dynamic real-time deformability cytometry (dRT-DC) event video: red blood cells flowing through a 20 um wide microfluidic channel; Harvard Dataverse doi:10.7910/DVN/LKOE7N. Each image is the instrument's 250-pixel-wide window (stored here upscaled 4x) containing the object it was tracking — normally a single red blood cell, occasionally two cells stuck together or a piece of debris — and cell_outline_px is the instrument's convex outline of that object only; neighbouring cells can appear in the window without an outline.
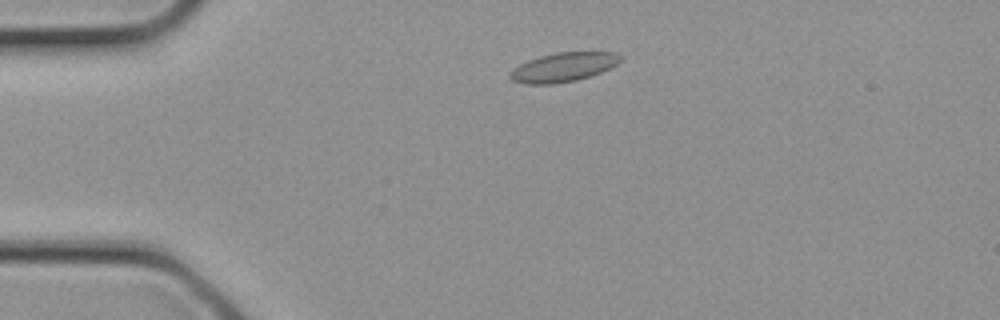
{"species": "common noctule bat (a hibernating species)", "species_latin": "Nyctalus noctula", "temperature_condition": "cold", "stored_images_in_passage": 3, "camera_frame_rate_fps": 3000, "um_per_image_px": 0.085, "animal": {"sex": "female", "body_mass_g": 21.9}, "frame": {"image": 1, "passage_image": 3, "time_ms": 0.667, "image_size_px": [1000, 320], "cell_outline_px": [[624, 56], [616, 64], [600, 72], [576, 80], [552, 84], [524, 84], [512, 80], [508, 76], [512, 68], [528, 60], [540, 56], [556, 52], [616, 52]], "centroid_in_image_um": [47.85, 5.7], "position_along_channel_um": 37.1, "area_um2": 18.67}}